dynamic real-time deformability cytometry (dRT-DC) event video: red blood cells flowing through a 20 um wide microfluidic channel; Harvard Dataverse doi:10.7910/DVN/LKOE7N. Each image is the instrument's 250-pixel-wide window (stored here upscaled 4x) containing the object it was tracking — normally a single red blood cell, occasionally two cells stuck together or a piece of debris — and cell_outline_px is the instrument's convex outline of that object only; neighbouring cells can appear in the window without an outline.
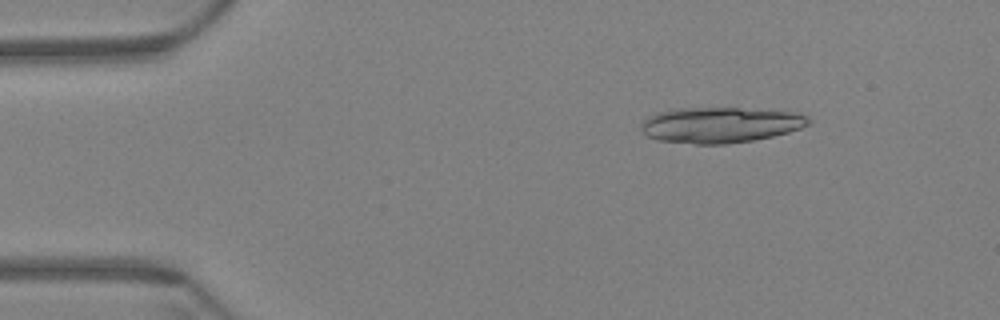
{"species": "Egyptian fruit bat (a non-hibernating species)", "species_latin": "Rousettus aegyptiacus", "temperature_condition": "warm", "stored_images_in_passage": 18, "camera_frame_rate_fps": 3000, "um_per_image_px": 0.085, "animal": {"sex": "female"}, "frame": {"image": 1, "passage_image": 8, "time_ms": 2.333, "image_size_px": [1000, 320], "cell_outline_px": [[812, 120], [808, 124], [800, 128], [788, 132], [772, 136], [752, 140], [724, 144], [696, 144], [656, 140], [640, 132], [640, 124], [648, 116], [656, 112], [676, 108], [740, 108], [792, 112], [808, 116]], "centroid_in_image_um": [61.16, 10.61], "position_along_channel_um": 23.8, "area_um2": 34.85}}